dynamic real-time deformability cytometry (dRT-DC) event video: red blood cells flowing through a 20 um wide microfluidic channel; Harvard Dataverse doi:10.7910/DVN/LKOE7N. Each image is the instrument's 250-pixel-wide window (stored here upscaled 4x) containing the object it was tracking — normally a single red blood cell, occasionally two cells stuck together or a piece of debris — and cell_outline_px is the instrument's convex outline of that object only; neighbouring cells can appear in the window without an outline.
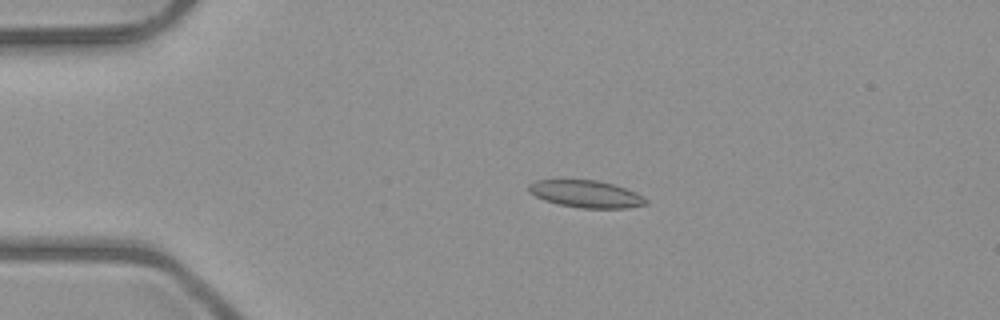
{"species": "common noctule bat (a hibernating species)", "species_latin": "Nyctalus noctula", "temperature_condition": "room temperature", "stored_images_in_passage": 51, "camera_frame_rate_fps": 3000, "um_per_image_px": 0.085, "animal": {"sex": "male", "body_mass_g": 23.1, "forearm_length_mm": 52.7}, "frame": {"image": 1, "passage_image": 11, "time_ms": 3.333, "image_size_px": [1000, 320], "cell_outline_px": [[648, 204], [628, 208], [580, 208], [560, 204], [544, 200], [528, 192], [528, 184], [536, 180], [596, 180], [612, 184], [636, 192], [648, 200]], "centroid_in_image_um": [49.81, 16.49], "position_along_channel_um": 35.2, "area_um2": 18.5}}
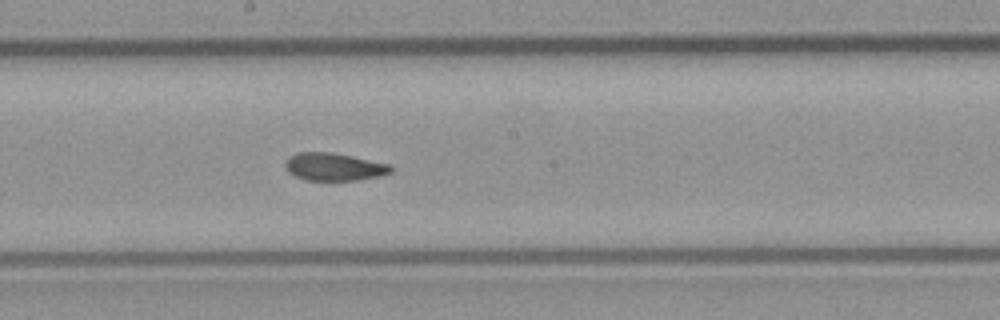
{"frame": {"image": 2, "passage_image": 28, "time_ms": 9.0, "image_size_px": [1000, 320], "cell_outline_px": [[396, 168], [392, 172], [380, 176], [356, 180], [304, 180], [288, 172], [284, 168], [284, 164], [288, 156], [296, 152], [332, 152], [392, 164]], "centroid_in_image_um": [28.41, 14.17], "position_along_channel_um": 219.8, "area_um2": 17.4}}
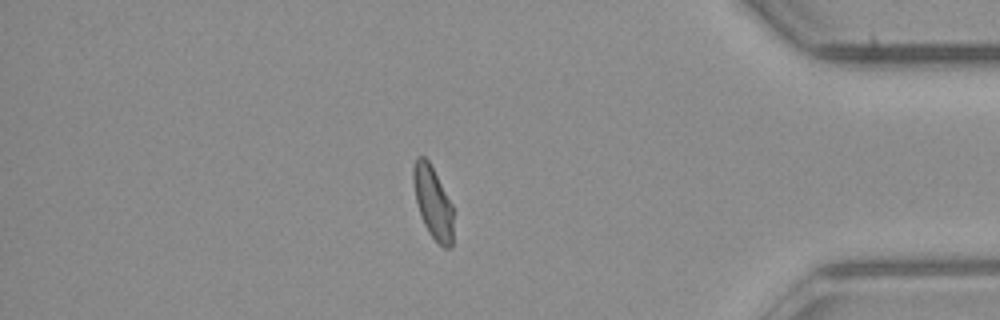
{"frame": {"image": 3, "passage_image": 44, "time_ms": 14.333, "image_size_px": [1000, 320], "cell_outline_px": [[452, 248], [444, 248], [428, 232], [424, 224], [416, 200], [412, 180], [412, 168], [416, 156], [424, 156], [428, 160], [452, 204]], "centroid_in_image_um": [36.78, 17.18], "position_along_channel_um": 398.4, "area_um2": 16.59}, "authors_computed_cell_mechanics": {"area_um2": 17.8024, "velocity_mm_per_s": 3.9993, "shape_relaxation_time_tau1_ms": 6.2022, "shape_relaxation_time_tau2_ms": 1.739, "deformation_change_tau1": 0.1633, "deformation_change_tau2": 0.0765}}